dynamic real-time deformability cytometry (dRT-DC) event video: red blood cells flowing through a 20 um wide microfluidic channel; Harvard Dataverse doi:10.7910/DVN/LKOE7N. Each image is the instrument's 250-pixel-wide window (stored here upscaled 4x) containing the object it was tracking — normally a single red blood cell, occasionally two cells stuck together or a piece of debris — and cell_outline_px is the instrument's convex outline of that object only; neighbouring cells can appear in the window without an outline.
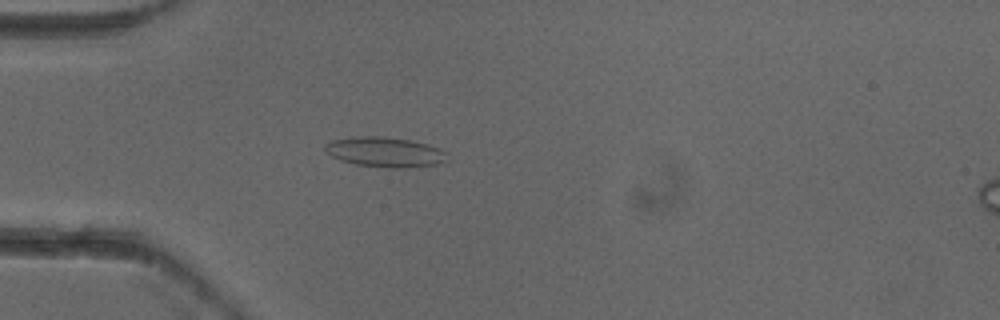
{"species": "common noctule bat (a hibernating species)", "species_latin": "Nyctalus noctula", "temperature_condition": "cold", "stored_images_in_passage": 4, "camera_frame_rate_fps": 3000, "um_per_image_px": 0.085, "animal": {"sex": "female"}, "frame": {"image": 1, "passage_image": 4, "time_ms": 1.0, "image_size_px": [1000, 320], "cell_outline_px": [[448, 160], [436, 164], [408, 168], [384, 168], [356, 164], [340, 160], [324, 152], [324, 144], [332, 140], [356, 136], [384, 136], [408, 140], [428, 144], [448, 152]], "centroid_in_image_um": [32.72, 12.93], "position_along_channel_um": 52.3, "area_um2": 21.62}}